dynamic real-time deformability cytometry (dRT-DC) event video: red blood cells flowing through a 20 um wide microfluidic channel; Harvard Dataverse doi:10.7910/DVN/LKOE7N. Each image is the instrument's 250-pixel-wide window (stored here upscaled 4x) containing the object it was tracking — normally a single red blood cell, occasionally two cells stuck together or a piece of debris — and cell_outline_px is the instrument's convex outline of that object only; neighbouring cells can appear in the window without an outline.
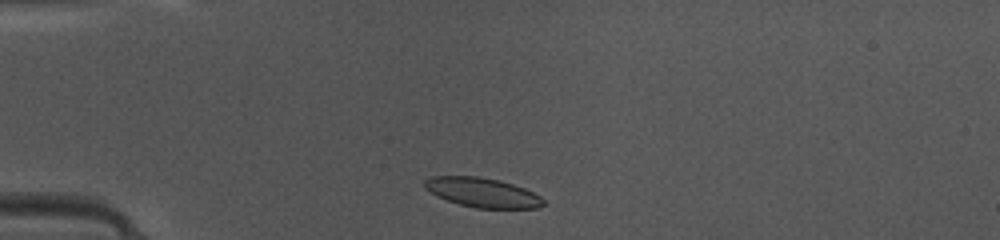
{"species": "common noctule bat (a hibernating species)", "species_latin": "Nyctalus noctula", "temperature_condition": "warm", "stored_images_in_passage": 38, "camera_frame_rate_fps": 3000, "um_per_image_px": 0.085, "animal": {"sex": "female", "body_mass_g": 10.0, "forearm_length_mm": 53.1}, "frame": {"image": 1, "passage_image": 2, "time_ms": 0.333, "image_size_px": [1000, 240], "cell_outline_px": [[544, 204], [540, 208], [476, 208], [460, 204], [448, 200], [424, 188], [424, 180], [432, 176], [476, 176], [500, 180], [524, 188], [540, 196], [544, 200]], "centroid_in_image_um": [41.03, 16.36], "position_along_channel_um": 44.0, "area_um2": 20.17}}
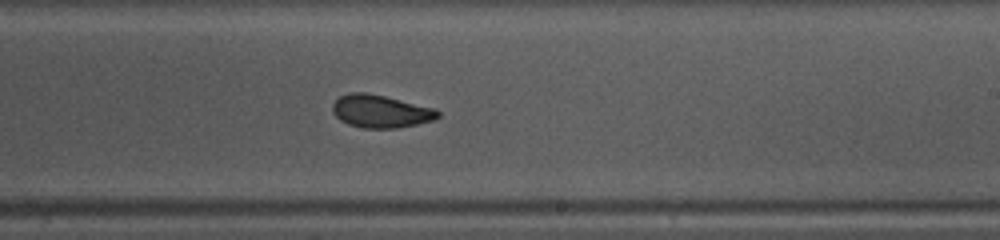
{"frame": {"image": 2, "passage_image": 19, "time_ms": 6.0, "image_size_px": [1000, 240], "cell_outline_px": [[440, 116], [432, 120], [416, 124], [396, 128], [364, 128], [348, 124], [340, 120], [332, 112], [332, 104], [340, 96], [348, 92], [368, 92], [436, 108], [440, 112]], "centroid_in_image_um": [32.34, 9.45], "position_along_channel_um": 256.7, "area_um2": 20.23}}
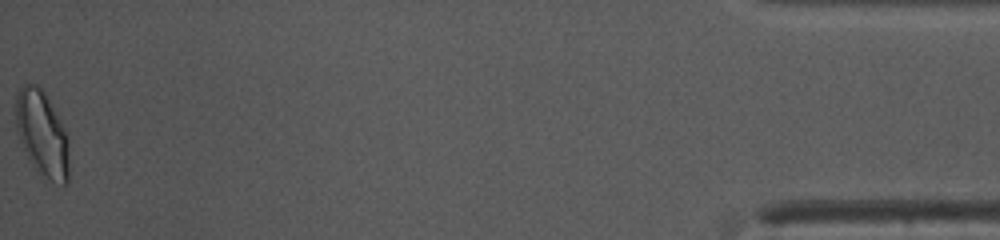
{"frame": {"image": 3, "passage_image": 38, "time_ms": 12.333, "image_size_px": [1000, 240], "cell_outline_px": [[68, 184], [64, 184], [52, 180], [36, 172], [20, 140], [16, 128], [16, 96], [20, 88], [24, 84], [36, 84], [44, 92], [60, 120], [64, 128], [68, 140]], "centroid_in_image_um": [3.57, 11.36], "position_along_channel_um": 431.6, "area_um2": 26.13}, "authors_computed_cell_mechanics": {"area_um2": 20.4612, "velocity_mm_per_s": 4.1637, "shape_relaxation_time_tau1_ms": 3.9932, "shape_relaxation_time_tau2_ms": 1.9623, "deformation_change_tau1": 0.1298, "deformation_change_tau2": 0.0648}}